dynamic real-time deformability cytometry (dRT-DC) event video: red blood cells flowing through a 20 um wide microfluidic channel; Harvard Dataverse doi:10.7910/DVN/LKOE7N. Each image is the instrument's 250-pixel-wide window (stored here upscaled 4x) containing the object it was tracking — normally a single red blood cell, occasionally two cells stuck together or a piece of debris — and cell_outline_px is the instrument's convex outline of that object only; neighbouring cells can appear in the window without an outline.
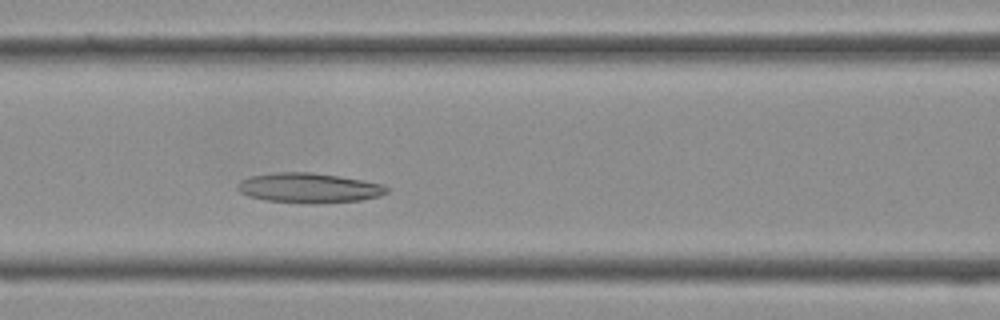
{"species": "Egyptian fruit bat (a non-hibernating species)", "species_latin": "Rousettus aegyptiacus", "temperature_condition": "cold", "stored_images_in_passage": 33, "camera_frame_rate_fps": 3000, "um_per_image_px": 0.085, "frame": {"image": 1, "passage_image": 11, "time_ms": 3.333, "image_size_px": [1000, 320], "cell_outline_px": [[388, 192], [380, 196], [360, 200], [316, 204], [300, 204], [264, 200], [248, 196], [240, 192], [236, 188], [240, 180], [252, 176], [276, 172], [312, 172], [340, 176], [364, 180], [384, 184], [388, 188]], "centroid_in_image_um": [26.26, 15.98], "position_along_channel_um": 140.3, "area_um2": 26.36}}
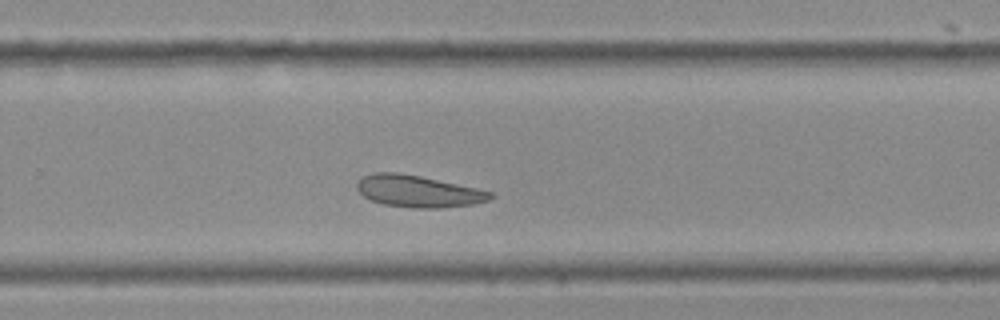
{"frame": {"image": 2, "passage_image": 20, "time_ms": 6.333, "image_size_px": [1000, 320], "cell_outline_px": [[496, 196], [488, 200], [472, 204], [440, 208], [412, 208], [384, 204], [372, 200], [364, 196], [356, 188], [356, 180], [372, 172], [396, 172], [420, 176], [476, 188], [492, 192]], "centroid_in_image_um": [35.52, 16.25], "position_along_channel_um": 294.3, "area_um2": 24.68}}
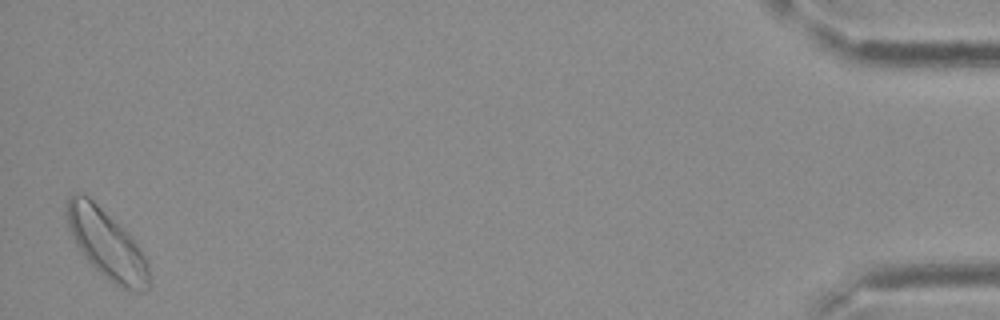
{"frame": {"image": 3, "passage_image": 33, "time_ms": 10.667, "image_size_px": [1000, 320], "cell_outline_px": [[152, 284], [148, 292], [136, 292], [124, 288], [108, 280], [84, 256], [76, 244], [68, 228], [64, 212], [68, 196], [76, 192], [80, 192], [88, 196], [124, 228], [140, 248], [148, 260]], "centroid_in_image_um": [9.09, 20.76], "position_along_channel_um": 426.1, "area_um2": 33.47}}